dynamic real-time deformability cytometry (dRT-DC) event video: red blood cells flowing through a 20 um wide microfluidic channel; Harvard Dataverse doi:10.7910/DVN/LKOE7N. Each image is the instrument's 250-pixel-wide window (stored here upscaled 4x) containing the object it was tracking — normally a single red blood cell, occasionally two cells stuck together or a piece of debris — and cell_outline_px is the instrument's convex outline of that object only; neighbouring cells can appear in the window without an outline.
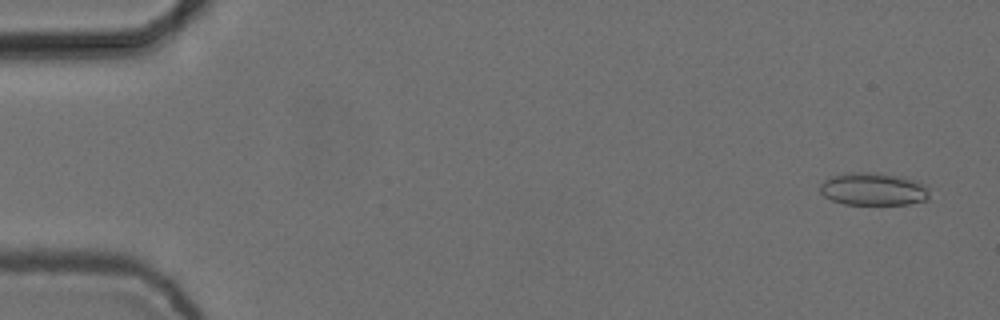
{"species": "common noctule bat (a hibernating species)", "species_latin": "Nyctalus noctula", "temperature_condition": "cold", "stored_images_in_passage": 3, "camera_frame_rate_fps": 3000, "um_per_image_px": 0.085, "animal": {"sex": "female", "body_mass_g": 24.6, "forearm_length_mm": 56.2}, "frame": {"image": 1, "passage_image": 1, "time_ms": 0.0, "image_size_px": [1000, 320], "cell_outline_px": [[928, 200], [908, 204], [844, 204], [832, 200], [824, 196], [820, 192], [820, 184], [824, 180], [832, 176], [848, 172], [876, 172], [900, 176], [916, 180], [924, 184], [928, 188]], "centroid_in_image_um": [74.23, 16.06], "position_along_channel_um": 10.8, "area_um2": 20.98}}